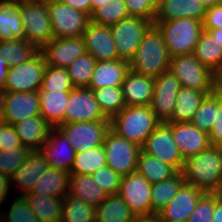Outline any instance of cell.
Listing matches in <instances>:
<instances>
[{
  "instance_id": "cell-46",
  "label": "cell",
  "mask_w": 222,
  "mask_h": 222,
  "mask_svg": "<svg viewBox=\"0 0 222 222\" xmlns=\"http://www.w3.org/2000/svg\"><path fill=\"white\" fill-rule=\"evenodd\" d=\"M29 152L30 150L27 148H12L11 150L0 151V173L11 178L26 160Z\"/></svg>"
},
{
  "instance_id": "cell-26",
  "label": "cell",
  "mask_w": 222,
  "mask_h": 222,
  "mask_svg": "<svg viewBox=\"0 0 222 222\" xmlns=\"http://www.w3.org/2000/svg\"><path fill=\"white\" fill-rule=\"evenodd\" d=\"M206 7L199 0H163L157 9L154 22L177 18L204 20Z\"/></svg>"
},
{
  "instance_id": "cell-10",
  "label": "cell",
  "mask_w": 222,
  "mask_h": 222,
  "mask_svg": "<svg viewBox=\"0 0 222 222\" xmlns=\"http://www.w3.org/2000/svg\"><path fill=\"white\" fill-rule=\"evenodd\" d=\"M54 38L82 37L90 23L87 13L61 1L47 5Z\"/></svg>"
},
{
  "instance_id": "cell-31",
  "label": "cell",
  "mask_w": 222,
  "mask_h": 222,
  "mask_svg": "<svg viewBox=\"0 0 222 222\" xmlns=\"http://www.w3.org/2000/svg\"><path fill=\"white\" fill-rule=\"evenodd\" d=\"M193 54L214 74H222V46L208 31H202Z\"/></svg>"
},
{
  "instance_id": "cell-17",
  "label": "cell",
  "mask_w": 222,
  "mask_h": 222,
  "mask_svg": "<svg viewBox=\"0 0 222 222\" xmlns=\"http://www.w3.org/2000/svg\"><path fill=\"white\" fill-rule=\"evenodd\" d=\"M203 194L200 189L184 183L176 196L155 216V221L186 222Z\"/></svg>"
},
{
  "instance_id": "cell-11",
  "label": "cell",
  "mask_w": 222,
  "mask_h": 222,
  "mask_svg": "<svg viewBox=\"0 0 222 222\" xmlns=\"http://www.w3.org/2000/svg\"><path fill=\"white\" fill-rule=\"evenodd\" d=\"M142 151L171 165L177 172L182 171L184 159L174 141L172 129L166 122H161L148 136Z\"/></svg>"
},
{
  "instance_id": "cell-34",
  "label": "cell",
  "mask_w": 222,
  "mask_h": 222,
  "mask_svg": "<svg viewBox=\"0 0 222 222\" xmlns=\"http://www.w3.org/2000/svg\"><path fill=\"white\" fill-rule=\"evenodd\" d=\"M135 218V215L119 194L108 195L96 207L95 219L99 222H131Z\"/></svg>"
},
{
  "instance_id": "cell-32",
  "label": "cell",
  "mask_w": 222,
  "mask_h": 222,
  "mask_svg": "<svg viewBox=\"0 0 222 222\" xmlns=\"http://www.w3.org/2000/svg\"><path fill=\"white\" fill-rule=\"evenodd\" d=\"M69 195L94 207L99 206L108 196L92 175H70Z\"/></svg>"
},
{
  "instance_id": "cell-57",
  "label": "cell",
  "mask_w": 222,
  "mask_h": 222,
  "mask_svg": "<svg viewBox=\"0 0 222 222\" xmlns=\"http://www.w3.org/2000/svg\"><path fill=\"white\" fill-rule=\"evenodd\" d=\"M206 31H208L213 39H215L222 46V28Z\"/></svg>"
},
{
  "instance_id": "cell-44",
  "label": "cell",
  "mask_w": 222,
  "mask_h": 222,
  "mask_svg": "<svg viewBox=\"0 0 222 222\" xmlns=\"http://www.w3.org/2000/svg\"><path fill=\"white\" fill-rule=\"evenodd\" d=\"M74 88L66 68L46 66L39 91H71Z\"/></svg>"
},
{
  "instance_id": "cell-1",
  "label": "cell",
  "mask_w": 222,
  "mask_h": 222,
  "mask_svg": "<svg viewBox=\"0 0 222 222\" xmlns=\"http://www.w3.org/2000/svg\"><path fill=\"white\" fill-rule=\"evenodd\" d=\"M183 179L204 193H212L222 183V146H213L184 160Z\"/></svg>"
},
{
  "instance_id": "cell-23",
  "label": "cell",
  "mask_w": 222,
  "mask_h": 222,
  "mask_svg": "<svg viewBox=\"0 0 222 222\" xmlns=\"http://www.w3.org/2000/svg\"><path fill=\"white\" fill-rule=\"evenodd\" d=\"M121 87L126 106H147L153 96L154 77L129 70Z\"/></svg>"
},
{
  "instance_id": "cell-63",
  "label": "cell",
  "mask_w": 222,
  "mask_h": 222,
  "mask_svg": "<svg viewBox=\"0 0 222 222\" xmlns=\"http://www.w3.org/2000/svg\"><path fill=\"white\" fill-rule=\"evenodd\" d=\"M33 1L38 2V3H41V4H43V5H49V4L58 2V1H60V0H33Z\"/></svg>"
},
{
  "instance_id": "cell-41",
  "label": "cell",
  "mask_w": 222,
  "mask_h": 222,
  "mask_svg": "<svg viewBox=\"0 0 222 222\" xmlns=\"http://www.w3.org/2000/svg\"><path fill=\"white\" fill-rule=\"evenodd\" d=\"M92 91L103 114L109 119L126 107L121 86L103 87Z\"/></svg>"
},
{
  "instance_id": "cell-3",
  "label": "cell",
  "mask_w": 222,
  "mask_h": 222,
  "mask_svg": "<svg viewBox=\"0 0 222 222\" xmlns=\"http://www.w3.org/2000/svg\"><path fill=\"white\" fill-rule=\"evenodd\" d=\"M161 122L147 106H126L110 119V129L128 141L143 147L148 136Z\"/></svg>"
},
{
  "instance_id": "cell-49",
  "label": "cell",
  "mask_w": 222,
  "mask_h": 222,
  "mask_svg": "<svg viewBox=\"0 0 222 222\" xmlns=\"http://www.w3.org/2000/svg\"><path fill=\"white\" fill-rule=\"evenodd\" d=\"M129 16L140 17L154 22L157 9L146 0H124Z\"/></svg>"
},
{
  "instance_id": "cell-7",
  "label": "cell",
  "mask_w": 222,
  "mask_h": 222,
  "mask_svg": "<svg viewBox=\"0 0 222 222\" xmlns=\"http://www.w3.org/2000/svg\"><path fill=\"white\" fill-rule=\"evenodd\" d=\"M20 15L25 30V40L39 50L53 38L47 5L35 1L20 3Z\"/></svg>"
},
{
  "instance_id": "cell-8",
  "label": "cell",
  "mask_w": 222,
  "mask_h": 222,
  "mask_svg": "<svg viewBox=\"0 0 222 222\" xmlns=\"http://www.w3.org/2000/svg\"><path fill=\"white\" fill-rule=\"evenodd\" d=\"M154 24L140 17L129 16L110 27L118 59L129 62L136 53L145 33Z\"/></svg>"
},
{
  "instance_id": "cell-42",
  "label": "cell",
  "mask_w": 222,
  "mask_h": 222,
  "mask_svg": "<svg viewBox=\"0 0 222 222\" xmlns=\"http://www.w3.org/2000/svg\"><path fill=\"white\" fill-rule=\"evenodd\" d=\"M218 113V90L207 95L193 115L191 124L207 134L213 127Z\"/></svg>"
},
{
  "instance_id": "cell-66",
  "label": "cell",
  "mask_w": 222,
  "mask_h": 222,
  "mask_svg": "<svg viewBox=\"0 0 222 222\" xmlns=\"http://www.w3.org/2000/svg\"><path fill=\"white\" fill-rule=\"evenodd\" d=\"M8 1H11V2H27V1H33V0H8Z\"/></svg>"
},
{
  "instance_id": "cell-30",
  "label": "cell",
  "mask_w": 222,
  "mask_h": 222,
  "mask_svg": "<svg viewBox=\"0 0 222 222\" xmlns=\"http://www.w3.org/2000/svg\"><path fill=\"white\" fill-rule=\"evenodd\" d=\"M70 173L49 168L36 181L31 193L64 198L69 194Z\"/></svg>"
},
{
  "instance_id": "cell-50",
  "label": "cell",
  "mask_w": 222,
  "mask_h": 222,
  "mask_svg": "<svg viewBox=\"0 0 222 222\" xmlns=\"http://www.w3.org/2000/svg\"><path fill=\"white\" fill-rule=\"evenodd\" d=\"M24 148L12 124L0 120V151Z\"/></svg>"
},
{
  "instance_id": "cell-65",
  "label": "cell",
  "mask_w": 222,
  "mask_h": 222,
  "mask_svg": "<svg viewBox=\"0 0 222 222\" xmlns=\"http://www.w3.org/2000/svg\"><path fill=\"white\" fill-rule=\"evenodd\" d=\"M217 90L222 94V74L218 76Z\"/></svg>"
},
{
  "instance_id": "cell-24",
  "label": "cell",
  "mask_w": 222,
  "mask_h": 222,
  "mask_svg": "<svg viewBox=\"0 0 222 222\" xmlns=\"http://www.w3.org/2000/svg\"><path fill=\"white\" fill-rule=\"evenodd\" d=\"M129 71V62L115 59L97 61L88 88L91 90L103 87L122 86Z\"/></svg>"
},
{
  "instance_id": "cell-64",
  "label": "cell",
  "mask_w": 222,
  "mask_h": 222,
  "mask_svg": "<svg viewBox=\"0 0 222 222\" xmlns=\"http://www.w3.org/2000/svg\"><path fill=\"white\" fill-rule=\"evenodd\" d=\"M146 1H150V3L156 8L158 9L161 6V3L163 2V0H146Z\"/></svg>"
},
{
  "instance_id": "cell-62",
  "label": "cell",
  "mask_w": 222,
  "mask_h": 222,
  "mask_svg": "<svg viewBox=\"0 0 222 222\" xmlns=\"http://www.w3.org/2000/svg\"><path fill=\"white\" fill-rule=\"evenodd\" d=\"M91 1V14L92 12L100 6V3H102L104 0H90Z\"/></svg>"
},
{
  "instance_id": "cell-55",
  "label": "cell",
  "mask_w": 222,
  "mask_h": 222,
  "mask_svg": "<svg viewBox=\"0 0 222 222\" xmlns=\"http://www.w3.org/2000/svg\"><path fill=\"white\" fill-rule=\"evenodd\" d=\"M9 66L2 56H0V89H3L7 80Z\"/></svg>"
},
{
  "instance_id": "cell-19",
  "label": "cell",
  "mask_w": 222,
  "mask_h": 222,
  "mask_svg": "<svg viewBox=\"0 0 222 222\" xmlns=\"http://www.w3.org/2000/svg\"><path fill=\"white\" fill-rule=\"evenodd\" d=\"M40 150L48 160L50 168L70 173L76 150L57 127H52L48 139Z\"/></svg>"
},
{
  "instance_id": "cell-29",
  "label": "cell",
  "mask_w": 222,
  "mask_h": 222,
  "mask_svg": "<svg viewBox=\"0 0 222 222\" xmlns=\"http://www.w3.org/2000/svg\"><path fill=\"white\" fill-rule=\"evenodd\" d=\"M208 94L188 87H180L171 119L166 123H190L201 102Z\"/></svg>"
},
{
  "instance_id": "cell-43",
  "label": "cell",
  "mask_w": 222,
  "mask_h": 222,
  "mask_svg": "<svg viewBox=\"0 0 222 222\" xmlns=\"http://www.w3.org/2000/svg\"><path fill=\"white\" fill-rule=\"evenodd\" d=\"M97 60L89 53L76 58L67 68L74 87H88Z\"/></svg>"
},
{
  "instance_id": "cell-61",
  "label": "cell",
  "mask_w": 222,
  "mask_h": 222,
  "mask_svg": "<svg viewBox=\"0 0 222 222\" xmlns=\"http://www.w3.org/2000/svg\"><path fill=\"white\" fill-rule=\"evenodd\" d=\"M131 222H155V217H136Z\"/></svg>"
},
{
  "instance_id": "cell-28",
  "label": "cell",
  "mask_w": 222,
  "mask_h": 222,
  "mask_svg": "<svg viewBox=\"0 0 222 222\" xmlns=\"http://www.w3.org/2000/svg\"><path fill=\"white\" fill-rule=\"evenodd\" d=\"M70 91H39L40 115L52 126L64 124V113Z\"/></svg>"
},
{
  "instance_id": "cell-59",
  "label": "cell",
  "mask_w": 222,
  "mask_h": 222,
  "mask_svg": "<svg viewBox=\"0 0 222 222\" xmlns=\"http://www.w3.org/2000/svg\"><path fill=\"white\" fill-rule=\"evenodd\" d=\"M206 8L222 4V0H199Z\"/></svg>"
},
{
  "instance_id": "cell-5",
  "label": "cell",
  "mask_w": 222,
  "mask_h": 222,
  "mask_svg": "<svg viewBox=\"0 0 222 222\" xmlns=\"http://www.w3.org/2000/svg\"><path fill=\"white\" fill-rule=\"evenodd\" d=\"M169 70L182 87L205 91L208 95L217 90L218 76L205 67L193 53L171 57Z\"/></svg>"
},
{
  "instance_id": "cell-25",
  "label": "cell",
  "mask_w": 222,
  "mask_h": 222,
  "mask_svg": "<svg viewBox=\"0 0 222 222\" xmlns=\"http://www.w3.org/2000/svg\"><path fill=\"white\" fill-rule=\"evenodd\" d=\"M24 148L40 150L51 132L52 126L41 116L30 117L13 125Z\"/></svg>"
},
{
  "instance_id": "cell-33",
  "label": "cell",
  "mask_w": 222,
  "mask_h": 222,
  "mask_svg": "<svg viewBox=\"0 0 222 222\" xmlns=\"http://www.w3.org/2000/svg\"><path fill=\"white\" fill-rule=\"evenodd\" d=\"M185 183L181 171L161 182L152 184L151 217H155L177 194Z\"/></svg>"
},
{
  "instance_id": "cell-47",
  "label": "cell",
  "mask_w": 222,
  "mask_h": 222,
  "mask_svg": "<svg viewBox=\"0 0 222 222\" xmlns=\"http://www.w3.org/2000/svg\"><path fill=\"white\" fill-rule=\"evenodd\" d=\"M94 181L107 195L118 194L122 176L117 174L108 165L92 174Z\"/></svg>"
},
{
  "instance_id": "cell-54",
  "label": "cell",
  "mask_w": 222,
  "mask_h": 222,
  "mask_svg": "<svg viewBox=\"0 0 222 222\" xmlns=\"http://www.w3.org/2000/svg\"><path fill=\"white\" fill-rule=\"evenodd\" d=\"M11 178L0 173V206L6 203L10 190Z\"/></svg>"
},
{
  "instance_id": "cell-27",
  "label": "cell",
  "mask_w": 222,
  "mask_h": 222,
  "mask_svg": "<svg viewBox=\"0 0 222 222\" xmlns=\"http://www.w3.org/2000/svg\"><path fill=\"white\" fill-rule=\"evenodd\" d=\"M25 39L20 3L0 0V41Z\"/></svg>"
},
{
  "instance_id": "cell-18",
  "label": "cell",
  "mask_w": 222,
  "mask_h": 222,
  "mask_svg": "<svg viewBox=\"0 0 222 222\" xmlns=\"http://www.w3.org/2000/svg\"><path fill=\"white\" fill-rule=\"evenodd\" d=\"M39 115L38 91L6 92L1 121L14 125L19 121Z\"/></svg>"
},
{
  "instance_id": "cell-67",
  "label": "cell",
  "mask_w": 222,
  "mask_h": 222,
  "mask_svg": "<svg viewBox=\"0 0 222 222\" xmlns=\"http://www.w3.org/2000/svg\"><path fill=\"white\" fill-rule=\"evenodd\" d=\"M38 222H61V221H38Z\"/></svg>"
},
{
  "instance_id": "cell-16",
  "label": "cell",
  "mask_w": 222,
  "mask_h": 222,
  "mask_svg": "<svg viewBox=\"0 0 222 222\" xmlns=\"http://www.w3.org/2000/svg\"><path fill=\"white\" fill-rule=\"evenodd\" d=\"M40 52L46 65L68 68L78 57L87 53L83 37L53 38Z\"/></svg>"
},
{
  "instance_id": "cell-15",
  "label": "cell",
  "mask_w": 222,
  "mask_h": 222,
  "mask_svg": "<svg viewBox=\"0 0 222 222\" xmlns=\"http://www.w3.org/2000/svg\"><path fill=\"white\" fill-rule=\"evenodd\" d=\"M180 82L170 70L154 78L151 110L160 122H168L173 114Z\"/></svg>"
},
{
  "instance_id": "cell-22",
  "label": "cell",
  "mask_w": 222,
  "mask_h": 222,
  "mask_svg": "<svg viewBox=\"0 0 222 222\" xmlns=\"http://www.w3.org/2000/svg\"><path fill=\"white\" fill-rule=\"evenodd\" d=\"M50 168L41 150L30 151L23 164L14 172L11 181L21 190L20 196L31 193L36 181Z\"/></svg>"
},
{
  "instance_id": "cell-53",
  "label": "cell",
  "mask_w": 222,
  "mask_h": 222,
  "mask_svg": "<svg viewBox=\"0 0 222 222\" xmlns=\"http://www.w3.org/2000/svg\"><path fill=\"white\" fill-rule=\"evenodd\" d=\"M63 4L75 8L76 10L91 15V1L90 0H60Z\"/></svg>"
},
{
  "instance_id": "cell-45",
  "label": "cell",
  "mask_w": 222,
  "mask_h": 222,
  "mask_svg": "<svg viewBox=\"0 0 222 222\" xmlns=\"http://www.w3.org/2000/svg\"><path fill=\"white\" fill-rule=\"evenodd\" d=\"M7 216V217H6ZM2 217V218H1ZM38 222L34 212L24 196L16 197L11 203L9 213L2 212L0 222Z\"/></svg>"
},
{
  "instance_id": "cell-6",
  "label": "cell",
  "mask_w": 222,
  "mask_h": 222,
  "mask_svg": "<svg viewBox=\"0 0 222 222\" xmlns=\"http://www.w3.org/2000/svg\"><path fill=\"white\" fill-rule=\"evenodd\" d=\"M103 147L107 165L124 177L137 170L138 157L142 147L117 135L109 129L105 135Z\"/></svg>"
},
{
  "instance_id": "cell-36",
  "label": "cell",
  "mask_w": 222,
  "mask_h": 222,
  "mask_svg": "<svg viewBox=\"0 0 222 222\" xmlns=\"http://www.w3.org/2000/svg\"><path fill=\"white\" fill-rule=\"evenodd\" d=\"M106 165V153L103 145L85 151H76L70 174L92 175Z\"/></svg>"
},
{
  "instance_id": "cell-38",
  "label": "cell",
  "mask_w": 222,
  "mask_h": 222,
  "mask_svg": "<svg viewBox=\"0 0 222 222\" xmlns=\"http://www.w3.org/2000/svg\"><path fill=\"white\" fill-rule=\"evenodd\" d=\"M39 51L34 44L25 39L0 41V56L5 59L9 67H15L20 63L27 62Z\"/></svg>"
},
{
  "instance_id": "cell-60",
  "label": "cell",
  "mask_w": 222,
  "mask_h": 222,
  "mask_svg": "<svg viewBox=\"0 0 222 222\" xmlns=\"http://www.w3.org/2000/svg\"><path fill=\"white\" fill-rule=\"evenodd\" d=\"M6 92L3 89H0V120L4 111Z\"/></svg>"
},
{
  "instance_id": "cell-58",
  "label": "cell",
  "mask_w": 222,
  "mask_h": 222,
  "mask_svg": "<svg viewBox=\"0 0 222 222\" xmlns=\"http://www.w3.org/2000/svg\"><path fill=\"white\" fill-rule=\"evenodd\" d=\"M215 196L216 201L222 205V183L212 192Z\"/></svg>"
},
{
  "instance_id": "cell-4",
  "label": "cell",
  "mask_w": 222,
  "mask_h": 222,
  "mask_svg": "<svg viewBox=\"0 0 222 222\" xmlns=\"http://www.w3.org/2000/svg\"><path fill=\"white\" fill-rule=\"evenodd\" d=\"M163 34L171 57L192 54L204 30L202 21L177 18L170 21L154 22Z\"/></svg>"
},
{
  "instance_id": "cell-35",
  "label": "cell",
  "mask_w": 222,
  "mask_h": 222,
  "mask_svg": "<svg viewBox=\"0 0 222 222\" xmlns=\"http://www.w3.org/2000/svg\"><path fill=\"white\" fill-rule=\"evenodd\" d=\"M24 198L38 221H60L63 198L27 193Z\"/></svg>"
},
{
  "instance_id": "cell-39",
  "label": "cell",
  "mask_w": 222,
  "mask_h": 222,
  "mask_svg": "<svg viewBox=\"0 0 222 222\" xmlns=\"http://www.w3.org/2000/svg\"><path fill=\"white\" fill-rule=\"evenodd\" d=\"M127 17L129 12L124 0H104L90 15V22L111 27Z\"/></svg>"
},
{
  "instance_id": "cell-51",
  "label": "cell",
  "mask_w": 222,
  "mask_h": 222,
  "mask_svg": "<svg viewBox=\"0 0 222 222\" xmlns=\"http://www.w3.org/2000/svg\"><path fill=\"white\" fill-rule=\"evenodd\" d=\"M204 30H214L222 28V4L206 8L203 20Z\"/></svg>"
},
{
  "instance_id": "cell-52",
  "label": "cell",
  "mask_w": 222,
  "mask_h": 222,
  "mask_svg": "<svg viewBox=\"0 0 222 222\" xmlns=\"http://www.w3.org/2000/svg\"><path fill=\"white\" fill-rule=\"evenodd\" d=\"M209 141L213 146H222V94L218 91V113L213 127L208 133Z\"/></svg>"
},
{
  "instance_id": "cell-2",
  "label": "cell",
  "mask_w": 222,
  "mask_h": 222,
  "mask_svg": "<svg viewBox=\"0 0 222 222\" xmlns=\"http://www.w3.org/2000/svg\"><path fill=\"white\" fill-rule=\"evenodd\" d=\"M170 60L171 56L163 34L153 24L145 33L135 55L129 61V70L155 78L169 70Z\"/></svg>"
},
{
  "instance_id": "cell-40",
  "label": "cell",
  "mask_w": 222,
  "mask_h": 222,
  "mask_svg": "<svg viewBox=\"0 0 222 222\" xmlns=\"http://www.w3.org/2000/svg\"><path fill=\"white\" fill-rule=\"evenodd\" d=\"M96 207L69 194L63 198L61 222H92L95 220Z\"/></svg>"
},
{
  "instance_id": "cell-20",
  "label": "cell",
  "mask_w": 222,
  "mask_h": 222,
  "mask_svg": "<svg viewBox=\"0 0 222 222\" xmlns=\"http://www.w3.org/2000/svg\"><path fill=\"white\" fill-rule=\"evenodd\" d=\"M82 37L87 53L91 54L97 61L118 59V52L110 27L90 22Z\"/></svg>"
},
{
  "instance_id": "cell-14",
  "label": "cell",
  "mask_w": 222,
  "mask_h": 222,
  "mask_svg": "<svg viewBox=\"0 0 222 222\" xmlns=\"http://www.w3.org/2000/svg\"><path fill=\"white\" fill-rule=\"evenodd\" d=\"M66 104L64 124L110 120L103 114L93 91L88 87L71 90Z\"/></svg>"
},
{
  "instance_id": "cell-48",
  "label": "cell",
  "mask_w": 222,
  "mask_h": 222,
  "mask_svg": "<svg viewBox=\"0 0 222 222\" xmlns=\"http://www.w3.org/2000/svg\"><path fill=\"white\" fill-rule=\"evenodd\" d=\"M213 211L214 195L212 193H204L186 222H212Z\"/></svg>"
},
{
  "instance_id": "cell-12",
  "label": "cell",
  "mask_w": 222,
  "mask_h": 222,
  "mask_svg": "<svg viewBox=\"0 0 222 222\" xmlns=\"http://www.w3.org/2000/svg\"><path fill=\"white\" fill-rule=\"evenodd\" d=\"M151 188L137 170L122 177L118 194L135 217H151Z\"/></svg>"
},
{
  "instance_id": "cell-56",
  "label": "cell",
  "mask_w": 222,
  "mask_h": 222,
  "mask_svg": "<svg viewBox=\"0 0 222 222\" xmlns=\"http://www.w3.org/2000/svg\"><path fill=\"white\" fill-rule=\"evenodd\" d=\"M212 222H222V205H220L214 196V211Z\"/></svg>"
},
{
  "instance_id": "cell-9",
  "label": "cell",
  "mask_w": 222,
  "mask_h": 222,
  "mask_svg": "<svg viewBox=\"0 0 222 222\" xmlns=\"http://www.w3.org/2000/svg\"><path fill=\"white\" fill-rule=\"evenodd\" d=\"M46 66L45 58L39 51L27 62L9 67L3 90L5 92L38 91L42 85Z\"/></svg>"
},
{
  "instance_id": "cell-21",
  "label": "cell",
  "mask_w": 222,
  "mask_h": 222,
  "mask_svg": "<svg viewBox=\"0 0 222 222\" xmlns=\"http://www.w3.org/2000/svg\"><path fill=\"white\" fill-rule=\"evenodd\" d=\"M183 159L197 155L209 148V135L191 123H167Z\"/></svg>"
},
{
  "instance_id": "cell-13",
  "label": "cell",
  "mask_w": 222,
  "mask_h": 222,
  "mask_svg": "<svg viewBox=\"0 0 222 222\" xmlns=\"http://www.w3.org/2000/svg\"><path fill=\"white\" fill-rule=\"evenodd\" d=\"M57 128L76 151H85L103 145L105 135L110 129V120L63 124Z\"/></svg>"
},
{
  "instance_id": "cell-37",
  "label": "cell",
  "mask_w": 222,
  "mask_h": 222,
  "mask_svg": "<svg viewBox=\"0 0 222 222\" xmlns=\"http://www.w3.org/2000/svg\"><path fill=\"white\" fill-rule=\"evenodd\" d=\"M137 171L151 184L161 182L174 176L177 171L154 156L140 152Z\"/></svg>"
}]
</instances>
